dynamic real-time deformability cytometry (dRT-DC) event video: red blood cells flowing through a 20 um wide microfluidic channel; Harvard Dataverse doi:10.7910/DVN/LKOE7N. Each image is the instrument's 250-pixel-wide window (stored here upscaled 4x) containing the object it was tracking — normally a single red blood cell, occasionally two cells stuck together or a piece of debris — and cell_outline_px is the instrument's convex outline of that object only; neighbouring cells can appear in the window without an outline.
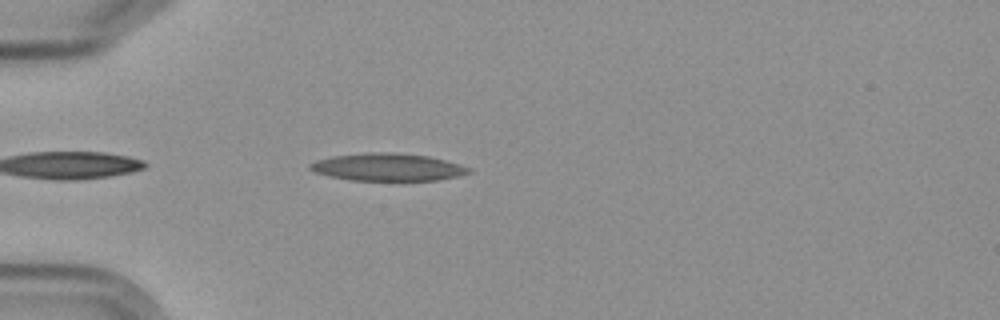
{"species": "Egyptian fruit bat (a non-hibernating species)", "species_latin": "Rousettus aegyptiacus", "temperature_condition": "cold", "stored_images_in_passage": 1, "camera_frame_rate_fps": 3000, "um_per_image_px": 0.085, "frame": {"image": 1, "passage_image": 1, "time_ms": 0.0, "image_size_px": [1000, 320], "cell_outline_px": [[472, 172], [456, 176], [436, 180], [348, 180], [328, 176], [316, 172], [308, 168], [308, 164], [316, 160], [332, 156], [368, 152], [388, 152], [428, 156], [444, 160], [472, 168]], "centroid_in_image_um": [32.91, 14.2], "position_along_channel_um": 52.1, "area_um2": 25.32}}